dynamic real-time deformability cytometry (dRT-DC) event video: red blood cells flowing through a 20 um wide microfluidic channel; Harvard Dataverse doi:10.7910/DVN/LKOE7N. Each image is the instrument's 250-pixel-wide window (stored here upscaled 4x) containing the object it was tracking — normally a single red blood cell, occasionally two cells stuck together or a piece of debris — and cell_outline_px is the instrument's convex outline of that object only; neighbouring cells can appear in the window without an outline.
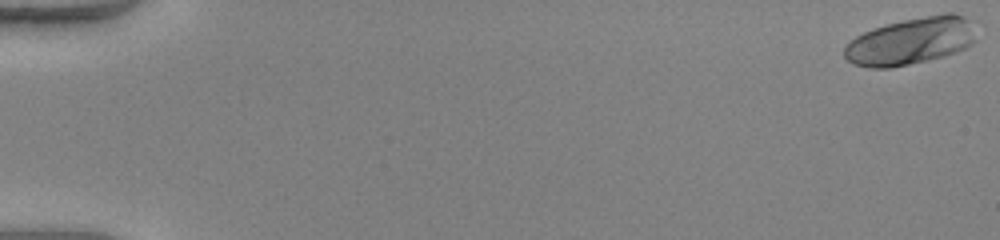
{"species": "human", "species_latin": "Homo sapiens", "temperature_condition": "warm", "stored_images_in_passage": 52, "camera_frame_rate_fps": 3000, "um_per_image_px": 0.085, "donor": {"sex": "female"}, "frame": {"image": 1, "passage_image": 1, "time_ms": 0.0, "image_size_px": [1000, 240], "cell_outline_px": [[976, 40], [972, 44], [956, 52], [944, 56], [928, 60], [888, 68], [872, 68], [852, 64], [844, 56], [844, 48], [856, 36], [872, 28], [904, 20], [944, 12], [952, 12], [964, 16]], "centroid_in_image_um": [77.38, 3.5], "position_along_channel_um": 7.6, "area_um2": 35.66}}
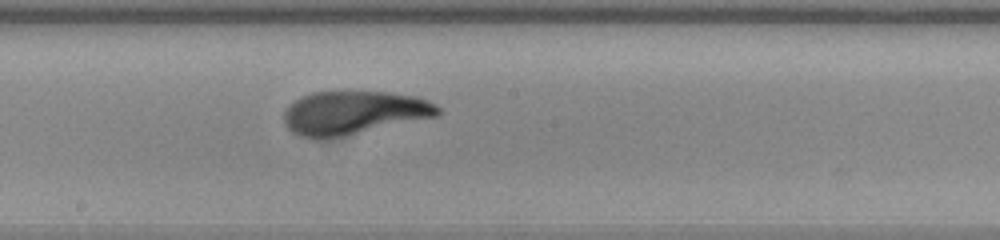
{"frame": {"image": 2, "passage_image": 30, "time_ms": 9.667, "image_size_px": [1000, 240], "cell_outline_px": [[440, 112], [436, 116], [340, 136], [316, 140], [300, 136], [292, 132], [284, 124], [284, 112], [288, 104], [300, 96], [312, 92], [388, 92], [416, 96], [428, 100], [436, 104], [440, 108]], "centroid_in_image_um": [30.0, 9.57], "position_along_channel_um": 218.2, "area_um2": 38.78}}
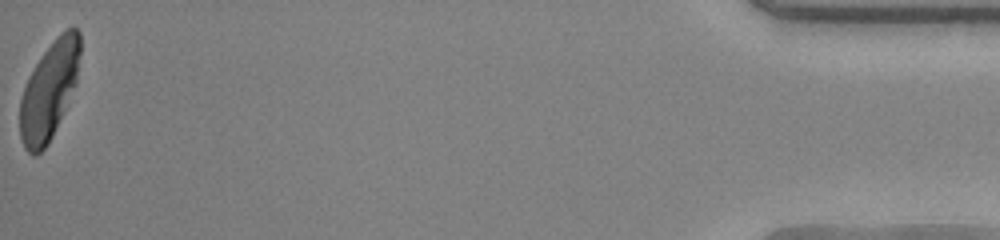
{"frame": {"image": 3, "passage_image": 52, "time_ms": 17.0, "image_size_px": [1000, 240], "cell_outline_px": [[80, 52], [76, 84], [52, 136], [48, 144], [36, 156], [32, 156], [24, 148], [20, 136], [20, 100], [28, 76], [44, 52], [60, 32], [68, 28], [76, 28], [80, 32]], "centroid_in_image_um": [4.17, 7.71], "position_along_channel_um": 431.0, "area_um2": 33.93}, "authors_computed_cell_mechanics": {"area_um2": 36.3562, "velocity_mm_per_s": 4.1139, "shape_relaxation_time_tau1_ms": 4.1975, "shape_relaxation_time_tau2_ms": 0.7236, "deformation_change_tau1": 0.2368, "deformation_change_tau2": 0.0757}}